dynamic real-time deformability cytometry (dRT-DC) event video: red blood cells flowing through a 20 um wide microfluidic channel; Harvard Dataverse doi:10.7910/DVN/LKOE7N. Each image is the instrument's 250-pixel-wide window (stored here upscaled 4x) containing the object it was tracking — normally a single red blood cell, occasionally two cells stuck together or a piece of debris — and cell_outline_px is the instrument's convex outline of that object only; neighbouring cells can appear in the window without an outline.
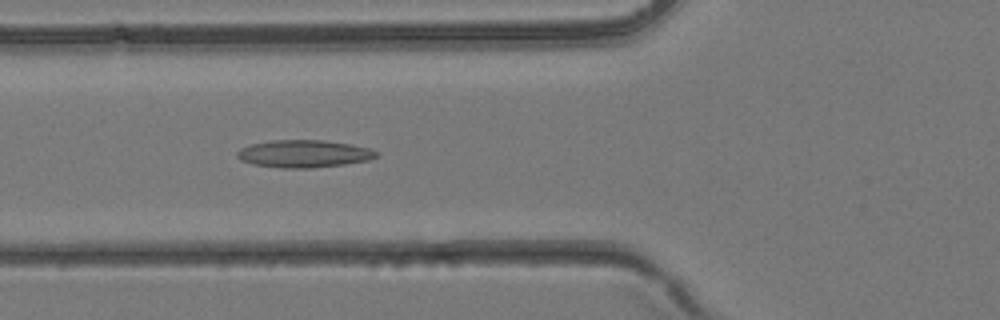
{"species": "common noctule bat (a hibernating species)", "species_latin": "Nyctalus noctula", "temperature_condition": "room temperature", "stored_images_in_passage": 39, "camera_frame_rate_fps": 3000, "um_per_image_px": 0.085, "animal": {"sex": "female", "body_mass_g": 24.6, "forearm_length_mm": 56.2}, "frame": {"image": 1, "passage_image": 14, "time_ms": 4.333, "image_size_px": [1000, 320], "cell_outline_px": [[376, 156], [368, 160], [344, 164], [312, 168], [280, 168], [252, 164], [240, 160], [236, 156], [236, 152], [240, 148], [252, 144], [272, 140], [324, 140], [348, 144], [368, 148], [376, 152]], "centroid_in_image_um": [25.76, 13.07], "position_along_channel_um": 100.0, "area_um2": 22.14}}
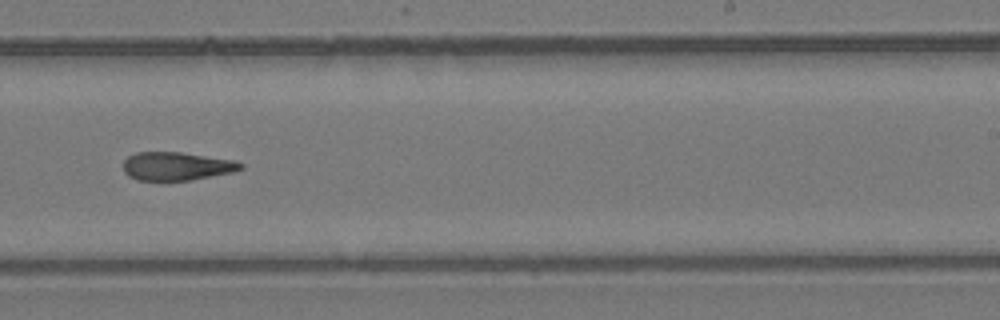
{"frame": {"image": 2, "passage_image": 24, "time_ms": 7.667, "image_size_px": [1000, 320], "cell_outline_px": [[244, 168], [236, 172], [192, 180], [136, 180], [128, 176], [124, 172], [124, 160], [128, 156], [136, 152], [180, 152], [236, 160], [244, 164]], "centroid_in_image_um": [15.06, 14.13], "position_along_channel_um": 273.9, "area_um2": 19.65}}
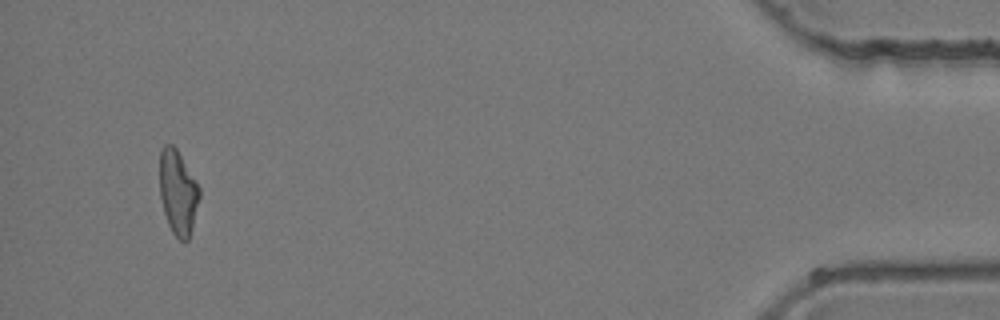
{"frame": {"image": 3, "passage_image": 37, "time_ms": 12.0, "image_size_px": [1000, 320], "cell_outline_px": [[200, 196], [192, 228], [188, 240], [180, 240], [172, 232], [168, 224], [164, 212], [160, 196], [160, 148], [164, 144], [172, 144], [176, 148], [196, 180], [200, 188]], "centroid_in_image_um": [15.12, 16.33], "position_along_channel_um": 420.1, "area_um2": 19.54}}